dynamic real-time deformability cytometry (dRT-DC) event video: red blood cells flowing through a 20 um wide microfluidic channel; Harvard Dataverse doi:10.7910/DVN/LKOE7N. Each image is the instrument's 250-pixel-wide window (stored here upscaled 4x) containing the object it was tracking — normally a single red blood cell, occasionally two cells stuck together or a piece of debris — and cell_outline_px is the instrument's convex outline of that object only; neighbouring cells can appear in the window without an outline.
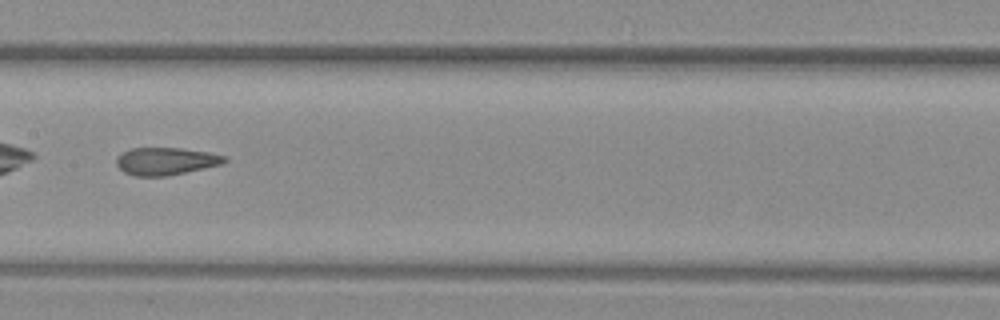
{"species": "common noctule bat (a hibernating species)", "species_latin": "Nyctalus noctula", "temperature_condition": "warm", "stored_images_in_passage": 32, "camera_frame_rate_fps": 3000, "um_per_image_px": 0.085, "animal": {"sex": "female", "body_mass_g": 29.2, "forearm_length_mm": 56.3}, "frame": {"image": 1, "passage_image": 10, "time_ms": 3.0, "image_size_px": [1000, 320], "cell_outline_px": [[228, 160], [220, 164], [204, 168], [164, 176], [136, 176], [124, 172], [116, 164], [116, 156], [120, 152], [132, 148], [180, 148], [208, 152], [224, 156]], "centroid_in_image_um": [14.03, 13.69], "position_along_channel_um": 193.4, "area_um2": 17.17}}
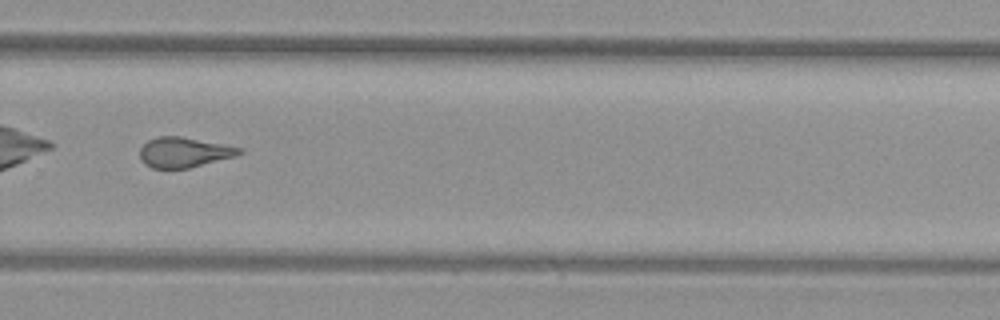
{"frame": {"image": 2, "passage_image": 19, "time_ms": 6.0, "image_size_px": [1000, 320], "cell_outline_px": [[244, 152], [236, 156], [188, 168], [152, 168], [144, 164], [140, 160], [140, 148], [148, 140], [156, 136], [180, 136], [224, 144], [244, 148]], "centroid_in_image_um": [15.64, 12.94], "position_along_channel_um": 314.2, "area_um2": 17.57}, "authors_computed_cell_mechanics": {"area_um2": 18.207, "velocity_mm_per_s": 4.0402, "shape_relaxation_time_tau1_ms": null, "shape_relaxation_time_tau2_ms": 1.7663, "deformation_change_tau1": null, "deformation_change_tau2": 0.1069}}